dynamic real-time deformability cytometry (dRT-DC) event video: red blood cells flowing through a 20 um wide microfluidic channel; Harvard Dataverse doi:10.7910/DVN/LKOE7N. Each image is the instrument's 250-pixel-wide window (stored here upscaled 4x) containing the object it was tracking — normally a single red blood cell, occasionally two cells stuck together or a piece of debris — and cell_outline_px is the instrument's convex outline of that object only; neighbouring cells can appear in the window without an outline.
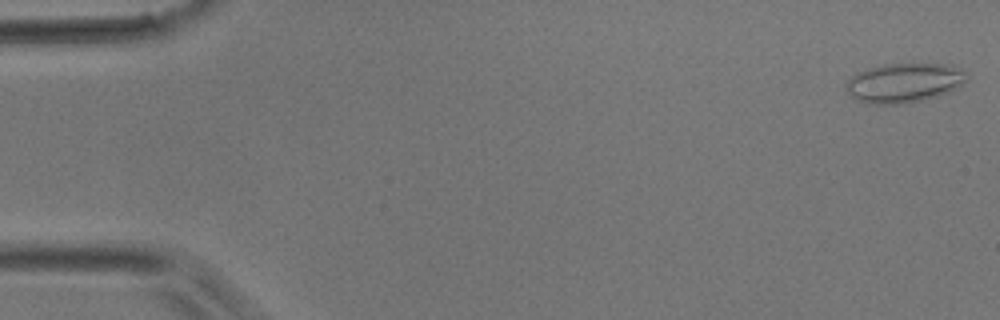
{"species": "common noctule bat (a hibernating species)", "species_latin": "Nyctalus noctula", "temperature_condition": "room temperature", "stored_images_in_passage": 47, "camera_frame_rate_fps": 3000, "um_per_image_px": 0.085, "animal": {"sex": "male", "body_mass_g": 17.9}, "frame": {"image": 1, "passage_image": 1, "time_ms": 0.0, "image_size_px": [1000, 320], "cell_outline_px": [[968, 76], [956, 88], [948, 92], [936, 96], [920, 100], [900, 104], [868, 104], [856, 100], [848, 92], [844, 84], [852, 76], [868, 68], [880, 64], [912, 60], [952, 64], [968, 72]], "centroid_in_image_um": [76.87, 6.97], "position_along_channel_um": 8.1, "area_um2": 28.73}}
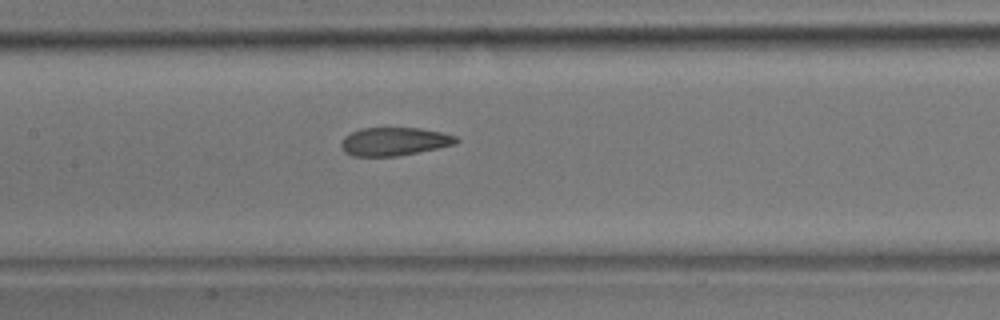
{"frame": {"image": 2, "passage_image": 22, "time_ms": 7.0, "image_size_px": [1000, 320], "cell_outline_px": [[460, 140], [456, 144], [396, 156], [352, 156], [344, 152], [340, 144], [344, 136], [360, 128], [420, 128], [440, 132], [456, 136]], "centroid_in_image_um": [33.48, 12.02], "position_along_channel_um": 173.9, "area_um2": 18.84}}
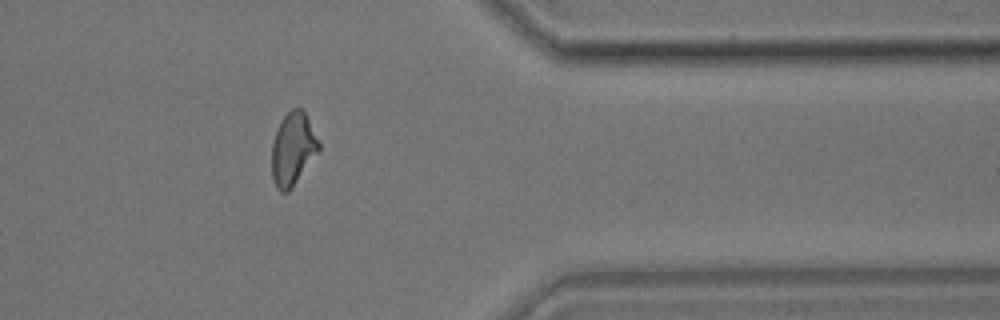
{"frame": {"image": 3, "passage_image": 38, "time_ms": 12.333, "image_size_px": [1000, 320], "cell_outline_px": [[320, 148], [292, 188], [288, 192], [280, 192], [276, 188], [272, 176], [272, 144], [276, 128], [280, 120], [292, 108], [300, 108], [304, 112], [320, 144]], "centroid_in_image_um": [24.86, 12.67], "position_along_channel_um": 386.5, "area_um2": 19.71}}